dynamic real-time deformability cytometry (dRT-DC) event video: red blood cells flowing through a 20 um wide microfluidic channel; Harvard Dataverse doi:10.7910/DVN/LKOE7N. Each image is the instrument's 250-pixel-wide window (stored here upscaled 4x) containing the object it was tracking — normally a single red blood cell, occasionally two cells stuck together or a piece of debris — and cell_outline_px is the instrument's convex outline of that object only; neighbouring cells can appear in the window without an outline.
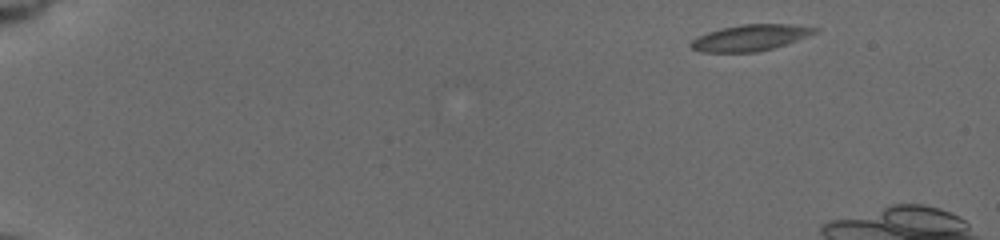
{"species": "common noctule bat (a hibernating species)", "species_latin": "Nyctalus noctula", "temperature_condition": "cold", "stored_images_in_passage": 15, "camera_frame_rate_fps": 3000, "um_per_image_px": 0.085, "animal": {"sex": "female", "body_mass_g": 19.5, "forearm_length_mm": 54.1}, "frame": {"image": 1, "passage_image": 2, "time_ms": 0.333, "image_size_px": [1000, 240], "cell_outline_px": [[820, 28], [816, 32], [796, 40], [772, 48], [756, 52], [700, 52], [692, 48], [688, 44], [692, 40], [708, 32], [720, 28], [740, 24], [792, 24]], "centroid_in_image_um": [63.74, 3.2], "position_along_channel_um": 21.3, "area_um2": 18.73}}